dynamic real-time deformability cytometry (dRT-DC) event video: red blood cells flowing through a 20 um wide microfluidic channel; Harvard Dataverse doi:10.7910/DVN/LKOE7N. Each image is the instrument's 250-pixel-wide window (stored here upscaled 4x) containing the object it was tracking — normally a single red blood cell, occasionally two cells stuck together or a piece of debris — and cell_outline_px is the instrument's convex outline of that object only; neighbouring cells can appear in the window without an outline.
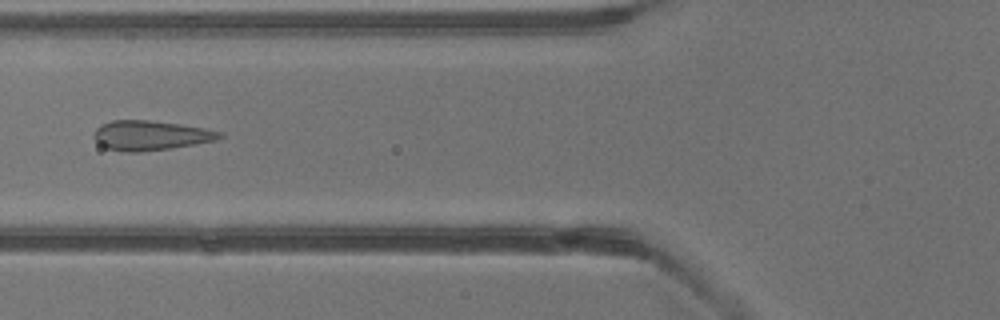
{"species": "common noctule bat (a hibernating species)", "species_latin": "Nyctalus noctula", "temperature_condition": "warm", "stored_images_in_passage": 4, "camera_frame_rate_fps": 3000, "um_per_image_px": 0.085, "animal": {"sex": "male", "body_mass_g": 13.3}, "frame": {"image": 1, "passage_image": 4, "time_ms": 3.333, "image_size_px": [1000, 320], "cell_outline_px": [[224, 136], [216, 140], [168, 148], [140, 152], [124, 152], [108, 148], [100, 144], [92, 136], [96, 128], [100, 124], [112, 120], [148, 120], [180, 124], [204, 128], [224, 132]], "centroid_in_image_um": [12.78, 11.5], "position_along_channel_um": 113.0, "area_um2": 21.62}}